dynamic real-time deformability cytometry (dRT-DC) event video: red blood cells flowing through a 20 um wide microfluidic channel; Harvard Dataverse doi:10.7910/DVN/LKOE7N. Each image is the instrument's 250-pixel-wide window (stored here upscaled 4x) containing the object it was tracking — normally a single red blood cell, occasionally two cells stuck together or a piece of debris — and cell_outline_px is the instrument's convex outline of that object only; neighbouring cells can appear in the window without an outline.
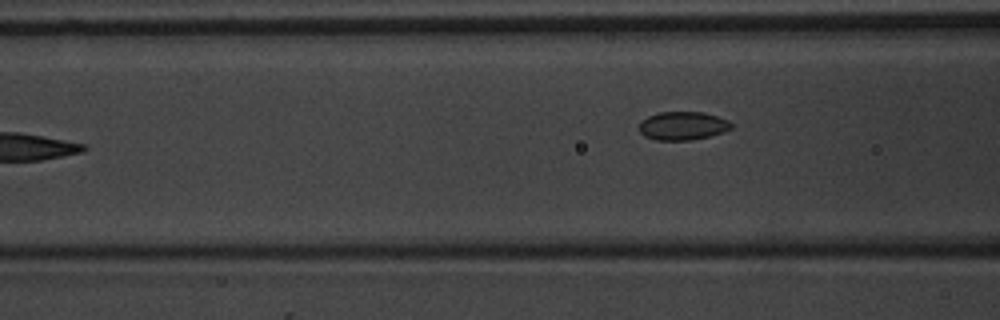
{"species": "common noctule bat (a hibernating species)", "species_latin": "Nyctalus noctula", "temperature_condition": "warm", "stored_images_in_passage": 11, "camera_frame_rate_fps": 3000, "um_per_image_px": 0.085, "animal": {"sex": "male", "body_mass_g": 20.1, "forearm_length_mm": 53.5}, "frame": {"image": 1, "passage_image": 11, "time_ms": 1672.0, "image_size_px": [1000, 320], "cell_outline_px": [[732, 128], [724, 132], [708, 136], [688, 140], [656, 140], [644, 136], [640, 132], [640, 124], [648, 116], [660, 112], [704, 112], [728, 120], [732, 124]], "centroid_in_image_um": [58.05, 10.69], "position_along_channel_um": 108.6, "area_um2": 15.09}}